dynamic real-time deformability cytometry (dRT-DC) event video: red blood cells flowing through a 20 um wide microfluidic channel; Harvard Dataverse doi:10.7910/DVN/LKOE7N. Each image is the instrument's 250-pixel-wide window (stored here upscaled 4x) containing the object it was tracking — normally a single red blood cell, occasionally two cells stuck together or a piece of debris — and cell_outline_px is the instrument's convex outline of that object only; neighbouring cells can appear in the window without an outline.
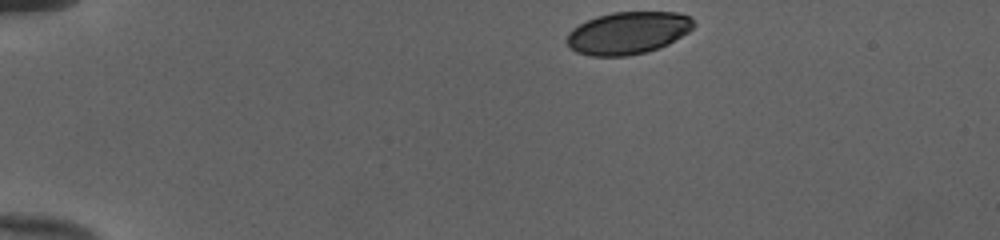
{"species": "human", "species_latin": "Homo sapiens", "temperature_condition": "cold", "stored_images_in_passage": 38, "camera_frame_rate_fps": 3000, "um_per_image_px": 0.085, "donor": {"sex": "female"}, "frame": {"image": 1, "passage_image": 1, "time_ms": 0.0, "image_size_px": [1000, 240], "cell_outline_px": [[696, 24], [688, 32], [668, 44], [648, 52], [628, 56], [592, 56], [576, 52], [564, 40], [568, 32], [572, 28], [596, 16], [612, 12], [680, 12], [688, 16]], "centroid_in_image_um": [53.36, 2.8], "position_along_channel_um": 31.6, "area_um2": 31.44}}
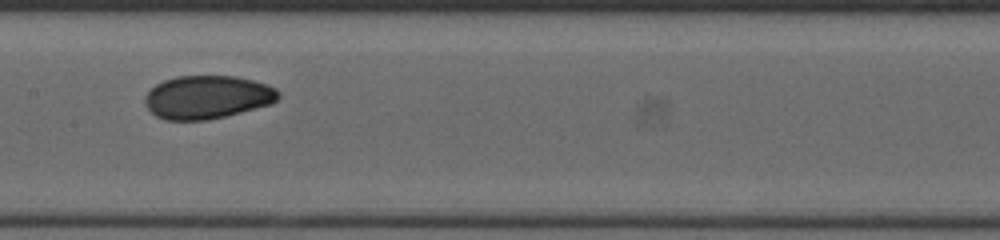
{"frame": {"image": 2, "passage_image": 19, "time_ms": 6.0, "image_size_px": [1000, 240], "cell_outline_px": [[280, 96], [272, 104], [208, 120], [164, 120], [156, 116], [144, 104], [144, 96], [156, 84], [164, 80], [176, 76], [236, 76], [268, 84], [276, 88], [280, 92]], "centroid_in_image_um": [17.62, 8.25], "position_along_channel_um": 189.8, "area_um2": 33.76}}
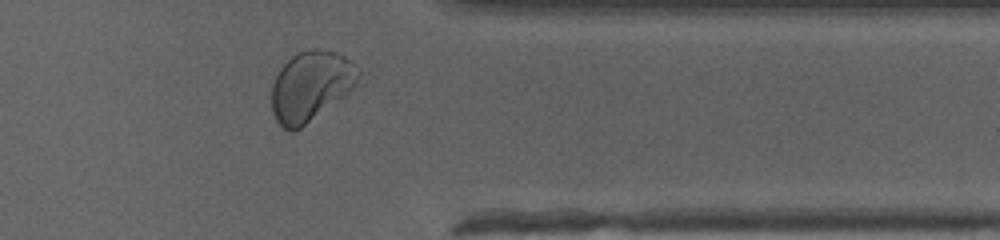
{"frame": {"image": 3, "passage_image": 34, "time_ms": 11.0, "image_size_px": [1000, 240], "cell_outline_px": [[360, 76], [352, 88], [344, 96], [300, 128], [292, 132], [288, 132], [276, 120], [272, 112], [272, 84], [280, 68], [292, 56], [308, 48], [320, 48], [344, 56], [360, 68]], "centroid_in_image_um": [26.41, 7.31], "position_along_channel_um": 385.0, "area_um2": 35.14}, "authors_computed_cell_mechanics": {"area_um2": 33.3506, "velocity_mm_per_s": 3.9969, "shape_relaxation_time_tau1_ms": 3.7395, "shape_relaxation_time_tau2_ms": 1.4041, "deformation_change_tau1": 0.1333, "deformation_change_tau2": 0.0394}}